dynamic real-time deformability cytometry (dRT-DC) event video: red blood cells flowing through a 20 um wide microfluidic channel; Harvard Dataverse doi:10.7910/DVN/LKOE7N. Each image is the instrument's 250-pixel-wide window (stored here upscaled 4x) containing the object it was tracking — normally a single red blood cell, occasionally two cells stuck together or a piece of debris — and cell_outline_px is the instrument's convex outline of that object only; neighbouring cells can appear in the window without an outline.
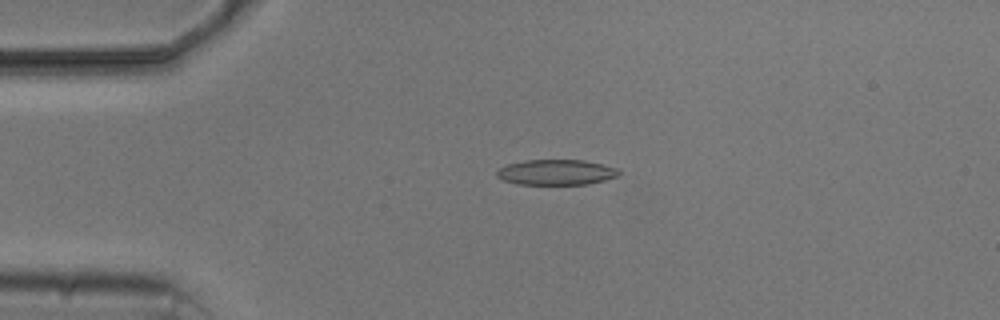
{"species": "common noctule bat (a hibernating species)", "species_latin": "Nyctalus noctula", "temperature_condition": "cold", "stored_images_in_passage": 5, "camera_frame_rate_fps": 3000, "um_per_image_px": 0.085, "animal": {"sex": "male", "body_mass_g": 20.5, "forearm_length_mm": 52.5}, "frame": {"image": 1, "passage_image": 4, "time_ms": 3.333, "image_size_px": [1000, 320], "cell_outline_px": [[620, 172], [616, 176], [604, 180], [588, 184], [520, 184], [504, 180], [496, 176], [496, 172], [500, 168], [508, 164], [524, 160], [584, 160], [616, 168]], "centroid_in_image_um": [47.25, 14.64], "position_along_channel_um": 37.7, "area_um2": 17.8}}